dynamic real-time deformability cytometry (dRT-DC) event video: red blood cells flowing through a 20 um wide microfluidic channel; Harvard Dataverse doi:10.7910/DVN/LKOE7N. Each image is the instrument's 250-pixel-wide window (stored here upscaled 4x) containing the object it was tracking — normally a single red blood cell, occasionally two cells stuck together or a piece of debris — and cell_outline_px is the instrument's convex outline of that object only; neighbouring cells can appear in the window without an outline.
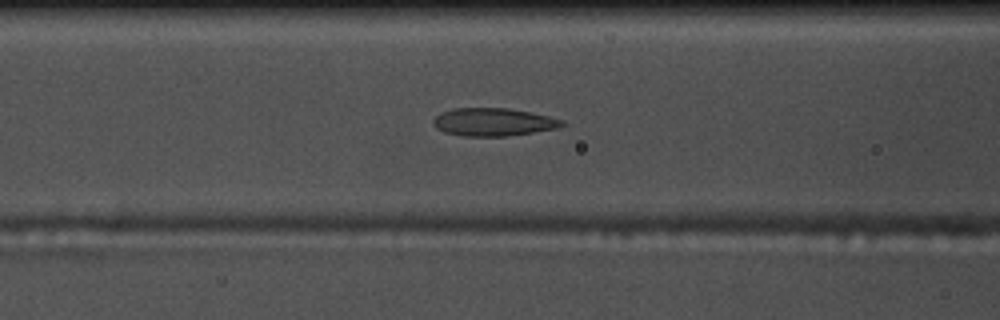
{"species": "common noctule bat (a hibernating species)", "species_latin": "Nyctalus noctula", "temperature_condition": "warm", "stored_images_in_passage": 55, "camera_frame_rate_fps": 3000, "um_per_image_px": 0.085, "animal": {"sex": "male", "body_mass_g": 17.5, "forearm_length_mm": 52.3}, "frame": {"image": 1, "passage_image": 22, "time_ms": 7.0, "image_size_px": [1000, 320], "cell_outline_px": [[564, 124], [556, 128], [532, 132], [504, 136], [464, 136], [444, 132], [436, 128], [432, 124], [432, 120], [440, 112], [452, 108], [508, 108], [548, 116], [564, 120]], "centroid_in_image_um": [41.86, 10.36], "position_along_channel_um": 124.7, "area_um2": 20.81}}
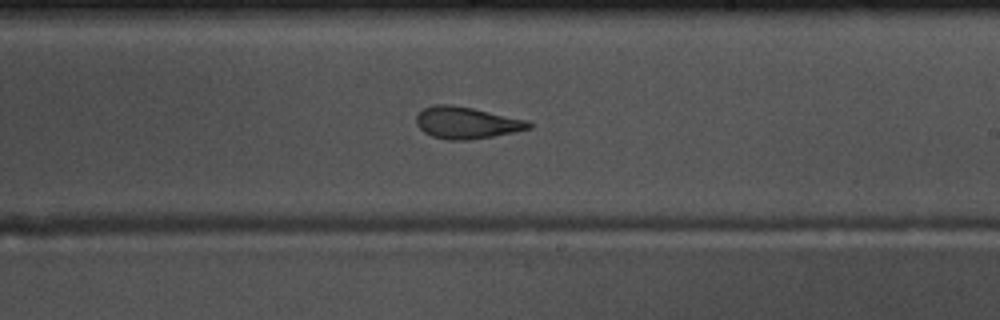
{"frame": {"image": 2, "passage_image": 32, "time_ms": 10.333, "image_size_px": [1000, 320], "cell_outline_px": [[532, 128], [516, 132], [492, 136], [464, 140], [448, 140], [432, 136], [424, 132], [416, 124], [416, 116], [424, 108], [432, 104], [452, 104], [472, 108], [528, 120], [532, 124]], "centroid_in_image_um": [39.65, 10.43], "position_along_channel_um": 249.3, "area_um2": 20.87}}
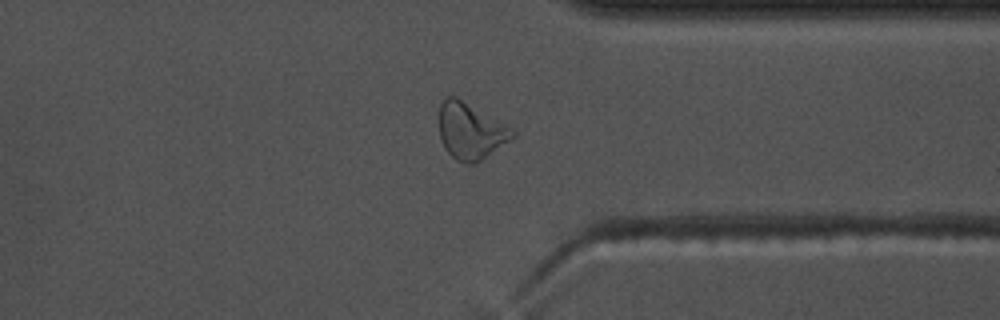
{"frame": {"image": 3, "passage_image": 42, "time_ms": 13.667, "image_size_px": [1000, 320], "cell_outline_px": [[516, 136], [476, 164], [468, 164], [456, 160], [444, 148], [440, 136], [440, 104], [444, 96], [456, 96], [516, 132]], "centroid_in_image_um": [39.97, 11.16], "position_along_channel_um": 371.4, "area_um2": 23.7}, "authors_computed_cell_mechanics": {"area_um2": 22.3686, "velocity_mm_per_s": 3.7513, "shape_relaxation_time_tau1_ms": null, "shape_relaxation_time_tau2_ms": 1.8531, "deformation_change_tau1": null, "deformation_change_tau2": 0.0946}}